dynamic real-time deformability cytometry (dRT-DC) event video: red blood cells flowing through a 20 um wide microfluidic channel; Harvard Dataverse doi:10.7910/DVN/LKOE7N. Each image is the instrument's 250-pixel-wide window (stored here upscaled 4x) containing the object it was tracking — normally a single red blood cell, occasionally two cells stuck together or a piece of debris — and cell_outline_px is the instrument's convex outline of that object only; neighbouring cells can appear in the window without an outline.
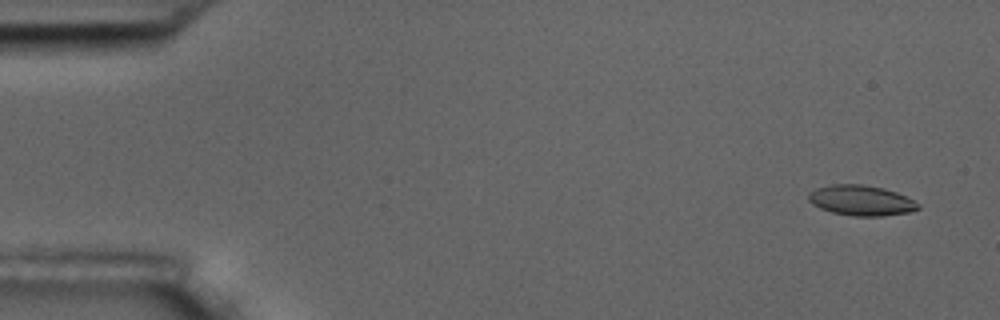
{"species": "common noctule bat (a hibernating species)", "species_latin": "Nyctalus noctula", "temperature_condition": "room temperature", "stored_images_in_passage": 15, "camera_frame_rate_fps": 3000, "um_per_image_px": 0.085, "animal": {"sex": "male", "body_mass_g": 17.5, "forearm_length_mm": 52.3}, "frame": {"image": 1, "passage_image": 1, "time_ms": 0.0, "image_size_px": [1000, 320], "cell_outline_px": [[920, 208], [908, 212], [884, 216], [852, 216], [832, 212], [820, 208], [812, 204], [808, 200], [808, 196], [816, 188], [832, 184], [860, 184], [884, 188], [896, 192], [920, 204]], "centroid_in_image_um": [73.19, 17.04], "position_along_channel_um": 11.8, "area_um2": 19.25}}
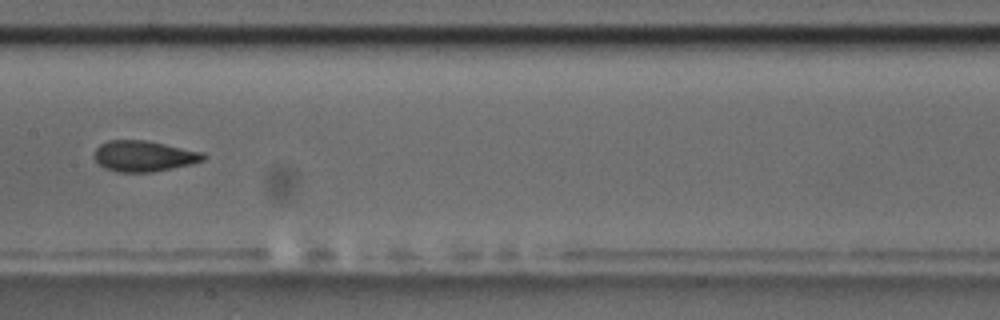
{"frame": {"image": 2, "passage_image": 8, "time_ms": 8.667, "image_size_px": [1000, 320], "cell_outline_px": [[208, 156], [204, 160], [192, 164], [152, 172], [116, 172], [104, 168], [92, 156], [96, 148], [100, 144], [108, 140], [144, 140], [204, 152]], "centroid_in_image_um": [12.23, 13.27], "position_along_channel_um": 195.2, "area_um2": 19.71}}
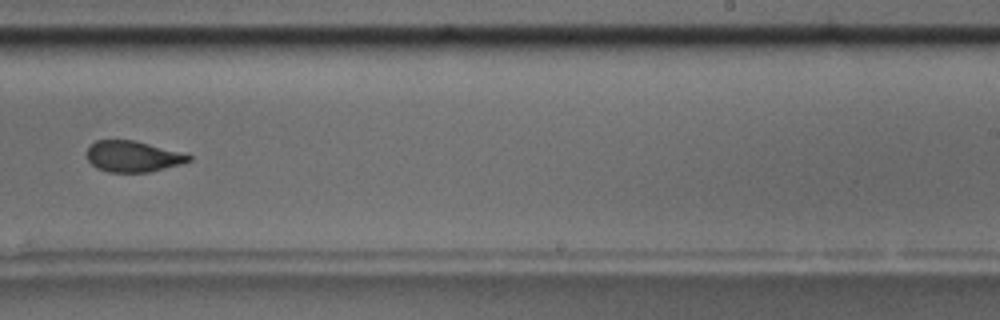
{"frame": {"image": 3, "passage_image": 10, "time_ms": 11.0, "image_size_px": [1000, 320], "cell_outline_px": [[192, 160], [180, 164], [148, 172], [108, 172], [96, 168], [84, 156], [84, 152], [96, 140], [136, 140], [184, 152], [192, 156]], "centroid_in_image_um": [11.28, 13.28], "position_along_channel_um": 277.7, "area_um2": 18.73}, "authors_computed_cell_mechanics": {"area_um2": 19.363, "velocity_mm_per_s": 3.5554, "shape_relaxation_time_tau1_ms": null, "shape_relaxation_time_tau2_ms": 2.3024, "deformation_change_tau1": null, "deformation_change_tau2": 0.0775}}